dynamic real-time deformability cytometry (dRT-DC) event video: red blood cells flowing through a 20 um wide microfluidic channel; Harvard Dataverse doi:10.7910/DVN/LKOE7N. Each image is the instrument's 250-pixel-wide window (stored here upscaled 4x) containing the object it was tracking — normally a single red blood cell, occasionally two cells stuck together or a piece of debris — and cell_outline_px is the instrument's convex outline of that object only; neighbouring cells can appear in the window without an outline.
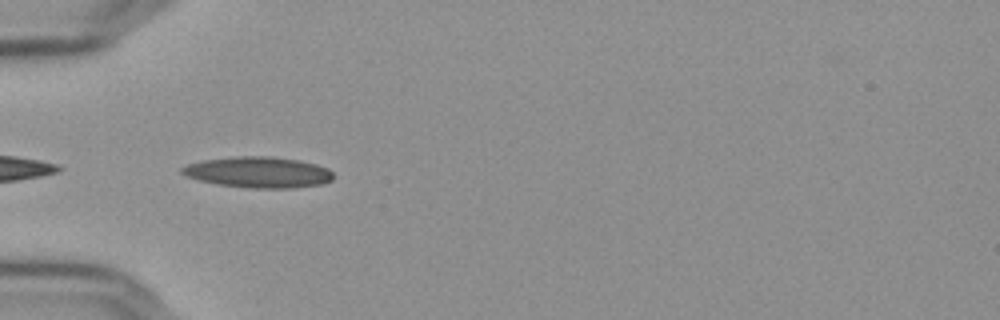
{"species": "Egyptian fruit bat (a non-hibernating species)", "species_latin": "Rousettus aegyptiacus", "temperature_condition": "cold", "stored_images_in_passage": 4, "camera_frame_rate_fps": 3000, "um_per_image_px": 0.085, "frame": {"image": 1, "passage_image": 1, "time_ms": 0.0, "image_size_px": [1000, 320], "cell_outline_px": [[332, 180], [320, 184], [288, 188], [252, 188], [220, 184], [200, 180], [188, 176], [180, 172], [180, 168], [188, 164], [204, 160], [236, 156], [272, 156], [300, 160], [316, 164], [328, 168], [332, 172]], "centroid_in_image_um": [21.98, 14.63], "position_along_channel_um": 63.0, "area_um2": 27.05}}